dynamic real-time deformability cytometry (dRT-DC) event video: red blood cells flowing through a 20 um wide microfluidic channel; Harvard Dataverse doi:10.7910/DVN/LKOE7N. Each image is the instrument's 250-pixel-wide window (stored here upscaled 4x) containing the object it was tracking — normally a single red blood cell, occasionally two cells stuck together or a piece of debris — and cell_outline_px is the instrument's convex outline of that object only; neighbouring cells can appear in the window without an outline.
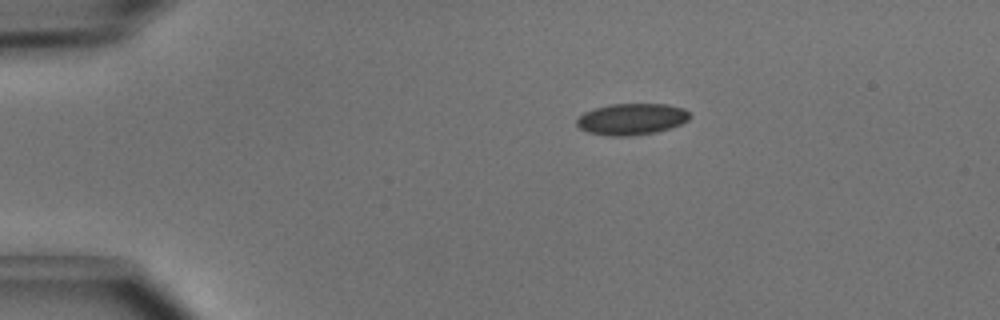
{"species": "common noctule bat (a hibernating species)", "species_latin": "Nyctalus noctula", "temperature_condition": "cold", "stored_images_in_passage": 41, "camera_frame_rate_fps": 3000, "um_per_image_px": 0.085, "animal": {"sex": "male", "body_mass_g": 15.6}, "frame": {"image": 1, "passage_image": 1, "time_ms": 0.0, "image_size_px": [1000, 320], "cell_outline_px": [[692, 116], [688, 120], [680, 124], [656, 132], [632, 136], [608, 136], [588, 132], [580, 128], [576, 124], [576, 120], [584, 112], [608, 104], [668, 104], [684, 108], [692, 112]], "centroid_in_image_um": [53.72, 10.12], "position_along_channel_um": 31.3, "area_um2": 20.87}}
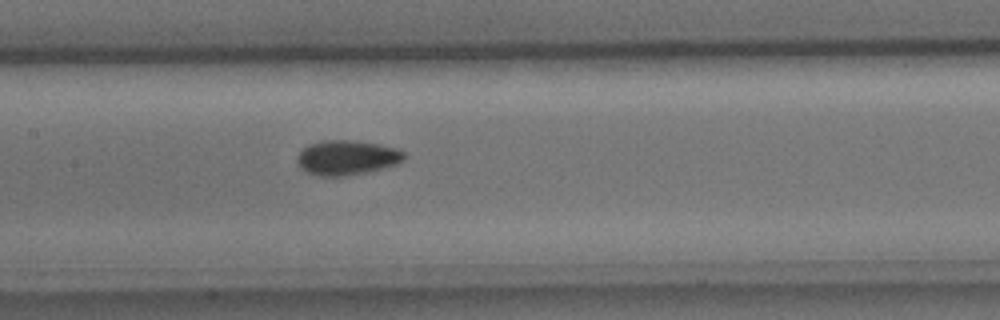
{"frame": {"image": 2, "passage_image": 16, "time_ms": 5.0, "image_size_px": [1000, 320], "cell_outline_px": [[404, 160], [396, 164], [364, 172], [344, 176], [320, 176], [308, 172], [296, 160], [296, 156], [308, 144], [324, 140], [352, 140], [380, 144], [396, 148], [404, 152]], "centroid_in_image_um": [29.48, 13.38], "position_along_channel_um": 177.9, "area_um2": 21.33}}
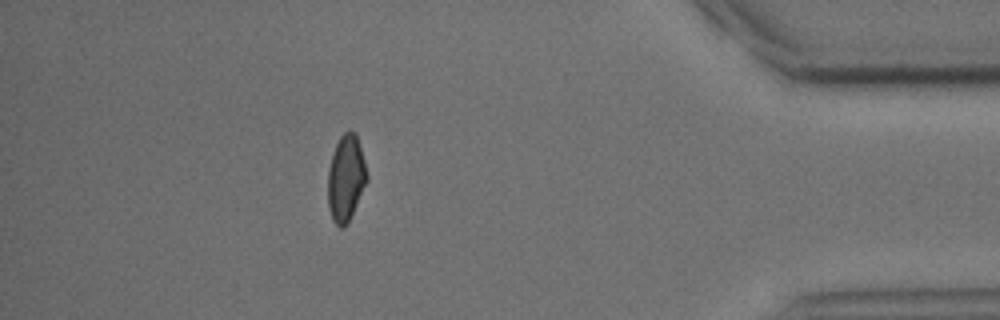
{"frame": {"image": 3, "passage_image": 36, "time_ms": 11.667, "image_size_px": [1000, 320], "cell_outline_px": [[368, 180], [348, 224], [344, 228], [340, 228], [332, 220], [328, 204], [328, 168], [332, 152], [340, 136], [344, 132], [356, 132], [364, 160], [368, 176]], "centroid_in_image_um": [29.4, 15.17], "position_along_channel_um": 405.8, "area_um2": 19.83}, "authors_computed_cell_mechanics": {"area_um2": 20.5768, "velocity_mm_per_s": 4.0376, "shape_relaxation_time_tau1_ms": 4.3174, "shape_relaxation_time_tau2_ms": 3.588, "deformation_change_tau1": 0.0871, "deformation_change_tau2": 0.0619}}